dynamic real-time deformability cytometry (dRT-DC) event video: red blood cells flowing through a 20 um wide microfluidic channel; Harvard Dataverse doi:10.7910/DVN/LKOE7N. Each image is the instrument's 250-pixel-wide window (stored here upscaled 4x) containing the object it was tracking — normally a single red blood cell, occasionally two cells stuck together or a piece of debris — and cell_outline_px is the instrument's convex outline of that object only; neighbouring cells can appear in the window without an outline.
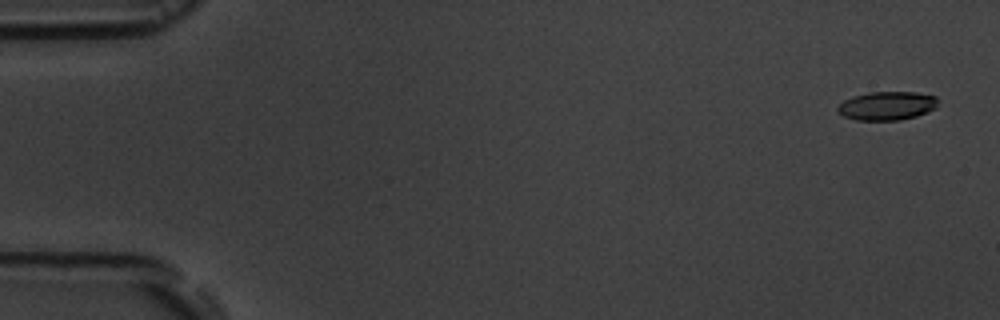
{"species": "common noctule bat (a hibernating species)", "species_latin": "Nyctalus noctula", "temperature_condition": "room temperature", "stored_images_in_passage": 4, "camera_frame_rate_fps": 3000, "um_per_image_px": 0.085, "animal": {"sex": "male", "body_mass_g": 19.5, "forearm_length_mm": 54.6}, "frame": {"image": 1, "passage_image": 1, "time_ms": 0.0, "image_size_px": [1000, 320], "cell_outline_px": [[936, 108], [928, 112], [916, 116], [900, 120], [856, 120], [844, 116], [836, 108], [844, 100], [852, 96], [868, 92], [916, 92], [936, 96]], "centroid_in_image_um": [75.39, 8.99], "position_along_channel_um": 9.6, "area_um2": 16.7}}
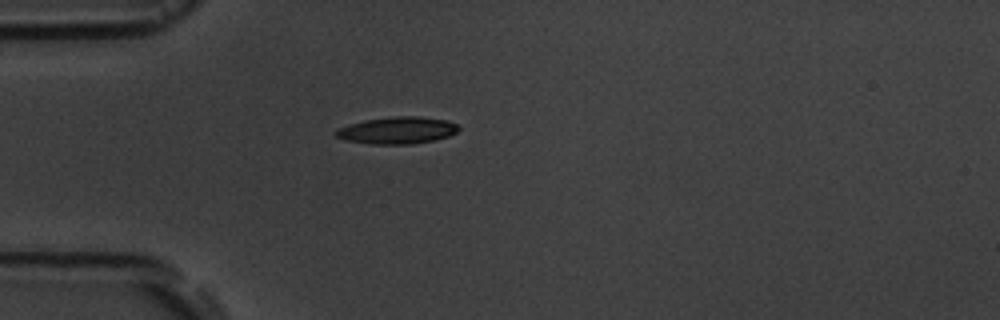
{"frame": {"image": 2, "passage_image": 4, "time_ms": 4.667, "image_size_px": [1000, 320], "cell_outline_px": [[460, 128], [456, 132], [448, 136], [432, 140], [412, 144], [372, 144], [344, 140], [336, 136], [332, 132], [348, 124], [364, 120], [396, 116], [420, 116], [448, 120], [456, 124]], "centroid_in_image_um": [33.75, 11.07], "position_along_channel_um": 51.3, "area_um2": 19.31}}